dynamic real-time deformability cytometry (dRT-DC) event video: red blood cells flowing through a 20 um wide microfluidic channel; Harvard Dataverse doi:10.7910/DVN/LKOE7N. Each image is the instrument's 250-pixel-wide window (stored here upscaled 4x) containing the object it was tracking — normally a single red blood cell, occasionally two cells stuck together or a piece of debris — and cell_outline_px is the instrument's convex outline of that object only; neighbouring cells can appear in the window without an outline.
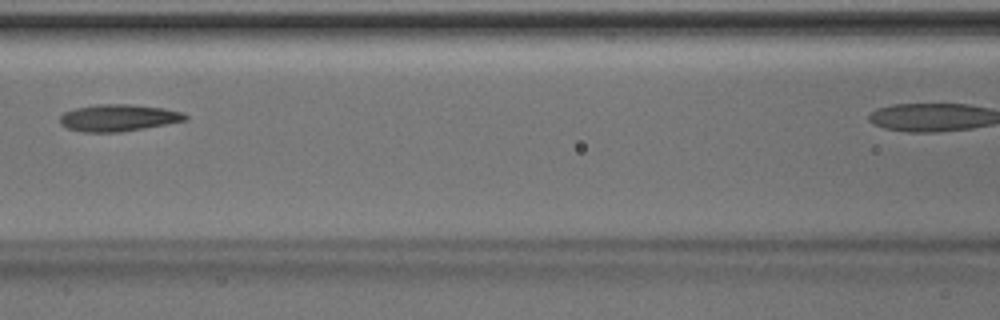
{"species": "Egyptian fruit bat (a non-hibernating species)", "species_latin": "Rousettus aegyptiacus", "temperature_condition": "room temperature", "stored_images_in_passage": 4, "camera_frame_rate_fps": 3000, "um_per_image_px": 0.085, "animal": {"sex": "male"}, "frame": {"image": 1, "passage_image": 3, "time_ms": 0.667, "image_size_px": [1000, 320], "cell_outline_px": [[188, 120], [144, 128], [120, 132], [80, 132], [68, 128], [60, 124], [60, 116], [64, 112], [76, 108], [96, 104], [128, 104], [164, 108], [184, 112], [188, 116]], "centroid_in_image_um": [10.07, 10.01], "position_along_channel_um": 156.5, "area_um2": 19.71}}